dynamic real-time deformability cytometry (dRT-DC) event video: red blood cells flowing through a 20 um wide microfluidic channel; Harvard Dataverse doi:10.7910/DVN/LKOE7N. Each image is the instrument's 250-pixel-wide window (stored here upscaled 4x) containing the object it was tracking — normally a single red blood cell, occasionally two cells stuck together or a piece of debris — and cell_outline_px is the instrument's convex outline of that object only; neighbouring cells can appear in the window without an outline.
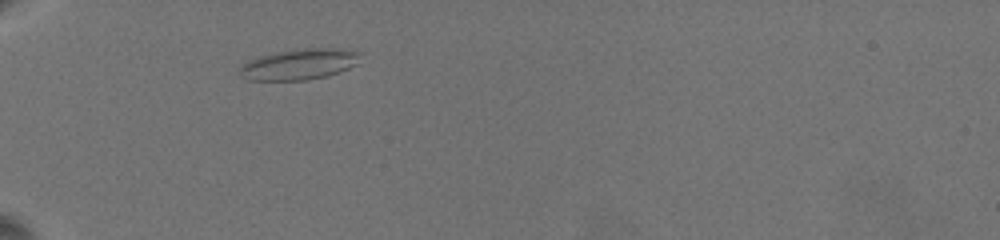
{"species": "common noctule bat (a hibernating species)", "species_latin": "Nyctalus noctula", "temperature_condition": "warm", "stored_images_in_passage": 2, "camera_frame_rate_fps": 3000, "um_per_image_px": 0.085, "animal": {"sex": "female", "body_mass_g": 19.5, "forearm_length_mm": 54.1}, "frame": {"image": 1, "passage_image": 1, "time_ms": 0.0, "image_size_px": [1000, 240], "cell_outline_px": [[360, 52], [356, 64], [348, 68], [328, 76], [308, 80], [248, 80], [240, 76], [240, 68], [244, 60], [276, 52], [308, 48], [340, 48]], "centroid_in_image_um": [25.39, 5.47], "position_along_channel_um": 59.6, "area_um2": 21.68}}